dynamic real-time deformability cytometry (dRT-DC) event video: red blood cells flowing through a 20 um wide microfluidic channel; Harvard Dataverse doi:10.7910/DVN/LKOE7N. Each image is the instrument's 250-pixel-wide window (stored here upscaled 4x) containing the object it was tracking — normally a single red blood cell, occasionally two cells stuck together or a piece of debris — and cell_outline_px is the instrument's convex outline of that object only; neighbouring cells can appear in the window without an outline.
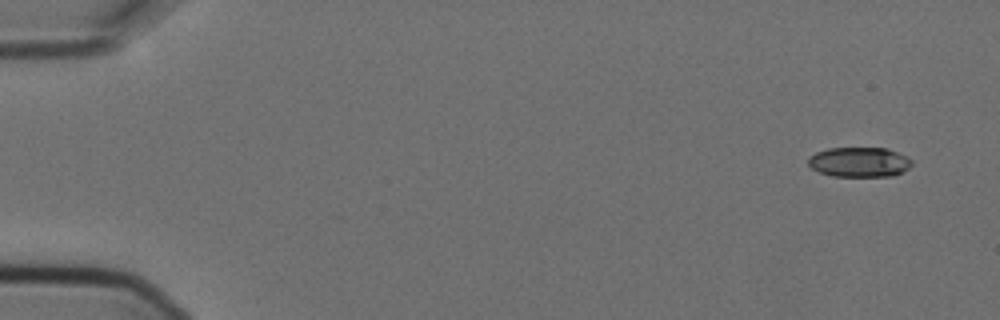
{"species": "Egyptian fruit bat (a non-hibernating species)", "species_latin": "Rousettus aegyptiacus", "temperature_condition": "cold", "stored_images_in_passage": 3, "camera_frame_rate_fps": 3000, "um_per_image_px": 0.085, "animal": {"sex": "female"}, "frame": {"image": 1, "passage_image": 1, "time_ms": 0.0, "image_size_px": [1000, 320], "cell_outline_px": [[912, 164], [908, 168], [892, 176], [832, 176], [820, 172], [812, 168], [808, 164], [808, 156], [816, 152], [828, 148], [884, 148], [896, 152], [912, 160]], "centroid_in_image_um": [73.0, 13.77], "position_along_channel_um": 12.0, "area_um2": 17.86}}